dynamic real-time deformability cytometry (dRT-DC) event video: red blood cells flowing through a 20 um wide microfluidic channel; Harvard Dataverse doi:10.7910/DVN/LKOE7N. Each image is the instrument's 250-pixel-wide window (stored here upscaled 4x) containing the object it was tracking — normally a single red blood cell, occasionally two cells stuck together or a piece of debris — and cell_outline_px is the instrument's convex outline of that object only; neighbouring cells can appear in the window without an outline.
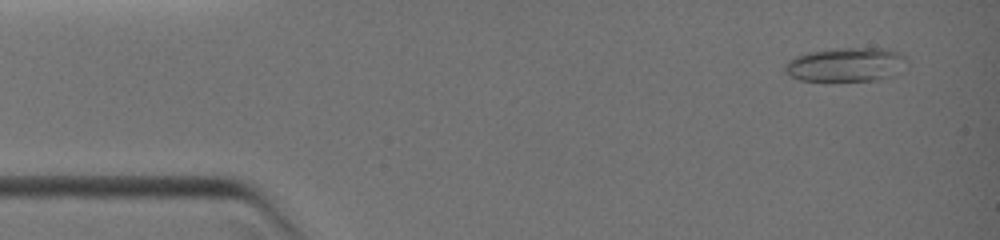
{"species": "common noctule bat (a hibernating species)", "species_latin": "Nyctalus noctula", "temperature_condition": "warm", "stored_images_in_passage": 45, "camera_frame_rate_fps": 3000, "um_per_image_px": 0.085, "animal": {"sex": "female", "body_mass_g": 19.0, "forearm_length_mm": 51.5}, "frame": {"image": 1, "passage_image": 3, "time_ms": 0.667, "image_size_px": [1000, 240], "cell_outline_px": [[908, 60], [892, 76], [880, 80], [800, 80], [788, 76], [784, 72], [784, 64], [788, 60], [796, 56], [808, 52], [832, 48], [884, 48], [900, 52]], "centroid_in_image_um": [71.86, 5.48], "position_along_channel_um": 13.1, "area_um2": 24.22}}
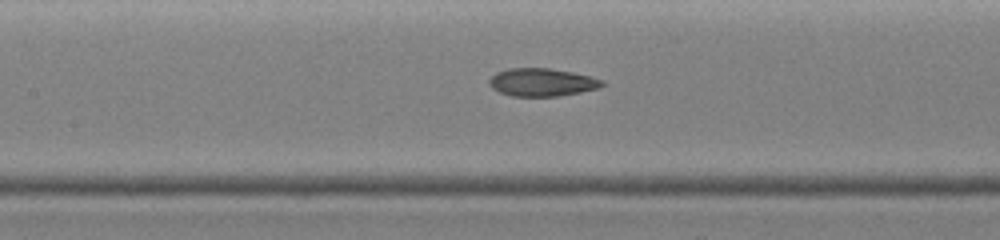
{"frame": {"image": 2, "passage_image": 19, "time_ms": 5.667, "image_size_px": [1000, 240], "cell_outline_px": [[604, 84], [600, 88], [580, 92], [556, 96], [512, 96], [500, 92], [492, 88], [488, 84], [488, 80], [496, 72], [508, 68], [548, 68], [572, 72], [604, 80]], "centroid_in_image_um": [46.04, 6.99], "position_along_channel_um": 161.4, "area_um2": 18.32}}
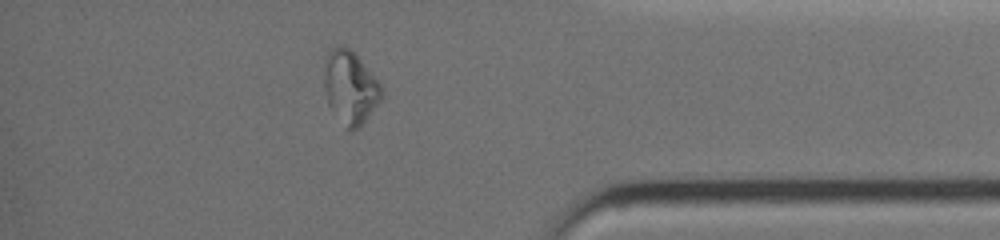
{"frame": {"image": 3, "passage_image": 39, "time_ms": 11.0, "image_size_px": [1000, 240], "cell_outline_px": [[384, 96], [364, 120], [352, 132], [348, 128], [328, 104], [324, 92], [324, 60], [328, 48], [336, 44], [340, 44], [348, 48], [356, 56], [380, 84], [384, 92]], "centroid_in_image_um": [29.72, 7.35], "position_along_channel_um": 405.5, "area_um2": 24.04}}